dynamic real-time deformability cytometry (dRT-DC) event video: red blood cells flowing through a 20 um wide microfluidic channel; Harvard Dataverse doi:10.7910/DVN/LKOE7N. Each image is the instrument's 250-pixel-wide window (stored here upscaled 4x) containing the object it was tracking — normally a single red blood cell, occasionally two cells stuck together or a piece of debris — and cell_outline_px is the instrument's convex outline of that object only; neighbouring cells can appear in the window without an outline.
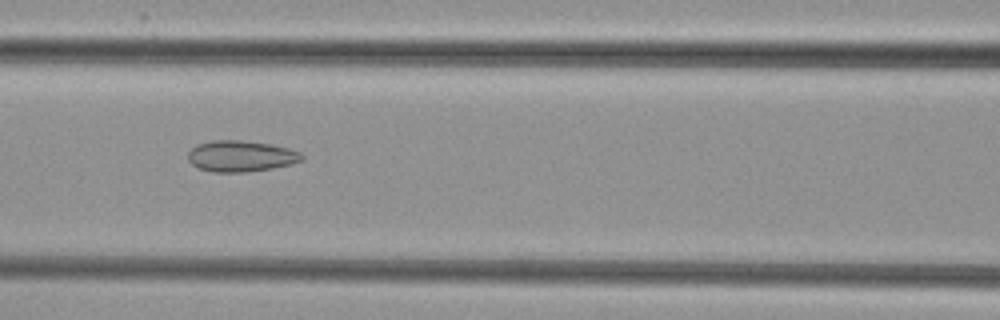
{"species": "common noctule bat (a hibernating species)", "species_latin": "Nyctalus noctula", "temperature_condition": "cold", "stored_images_in_passage": 7, "camera_frame_rate_fps": 3000, "um_per_image_px": 0.085, "animal": {"sex": "female", "body_mass_g": 29.2, "forearm_length_mm": 56.3}, "frame": {"image": 1, "passage_image": 6, "time_ms": 7.667, "image_size_px": [1000, 320], "cell_outline_px": [[304, 160], [292, 164], [272, 168], [248, 172], [212, 172], [196, 168], [188, 160], [188, 152], [196, 144], [212, 140], [240, 140], [272, 144], [288, 148], [300, 152], [304, 156]], "centroid_in_image_um": [20.47, 13.27], "position_along_channel_um": 146.1, "area_um2": 20.92}}
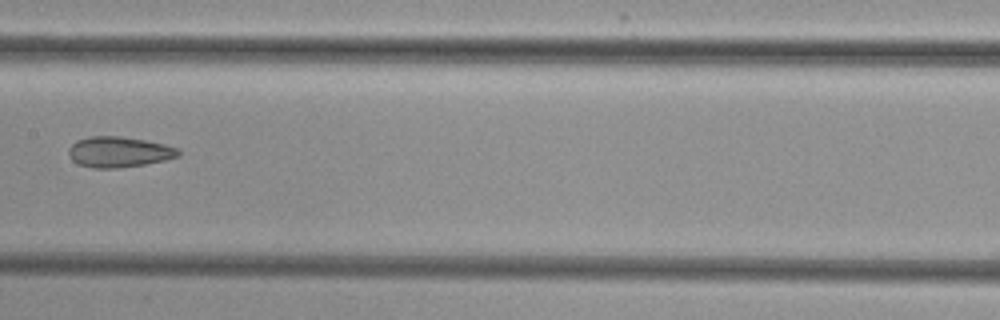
{"frame": {"image": 2, "passage_image": 7, "time_ms": 9.0, "image_size_px": [1000, 320], "cell_outline_px": [[180, 156], [164, 160], [144, 164], [116, 168], [92, 168], [80, 164], [72, 160], [68, 152], [68, 148], [76, 140], [88, 136], [120, 136], [144, 140], [164, 144], [180, 148]], "centroid_in_image_um": [10.11, 12.91], "position_along_channel_um": 197.3, "area_um2": 19.59}}